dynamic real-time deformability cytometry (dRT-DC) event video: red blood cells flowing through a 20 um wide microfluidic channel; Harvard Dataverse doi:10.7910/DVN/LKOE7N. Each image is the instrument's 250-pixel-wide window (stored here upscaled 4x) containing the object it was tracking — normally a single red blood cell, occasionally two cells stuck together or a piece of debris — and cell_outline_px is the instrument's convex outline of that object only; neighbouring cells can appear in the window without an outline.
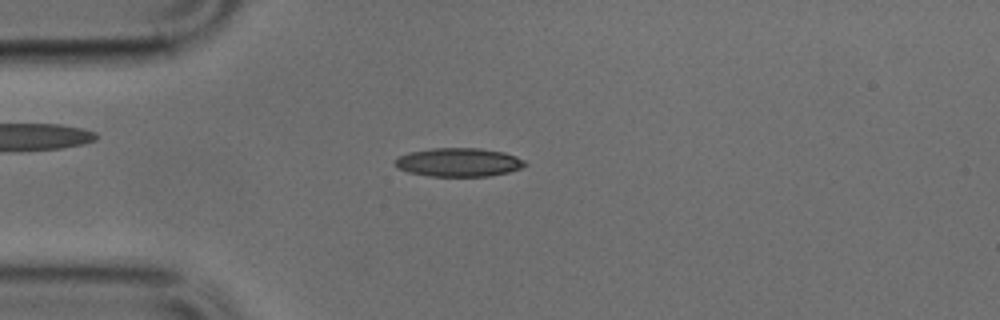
{"species": "common noctule bat (a hibernating species)", "species_latin": "Nyctalus noctula", "temperature_condition": "cold", "stored_images_in_passage": 49, "camera_frame_rate_fps": 3000, "um_per_image_px": 0.085, "animal": {"sex": "male", "body_mass_g": 17.9, "forearm_length_mm": 54.2}, "frame": {"image": 1, "passage_image": 12, "time_ms": 3.667, "image_size_px": [1000, 320], "cell_outline_px": [[528, 164], [520, 168], [508, 172], [488, 176], [428, 176], [408, 172], [396, 168], [392, 160], [408, 152], [432, 148], [480, 148], [504, 152], [516, 156], [524, 160]], "centroid_in_image_um": [38.95, 13.79], "position_along_channel_um": 46.1, "area_um2": 21.85}}
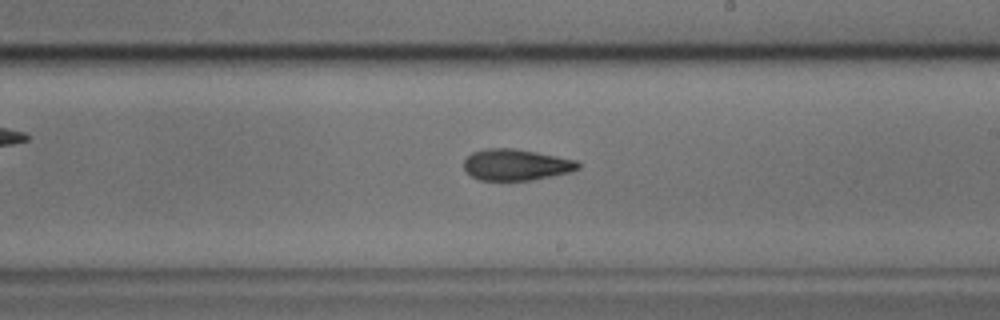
{"frame": {"image": 2, "passage_image": 28, "time_ms": 9.0, "image_size_px": [1000, 320], "cell_outline_px": [[580, 168], [572, 172], [532, 180], [480, 180], [472, 176], [464, 168], [464, 160], [472, 152], [484, 148], [512, 148], [536, 152], [576, 160], [580, 164]], "centroid_in_image_um": [43.88, 14.0], "position_along_channel_um": 245.1, "area_um2": 20.81}}
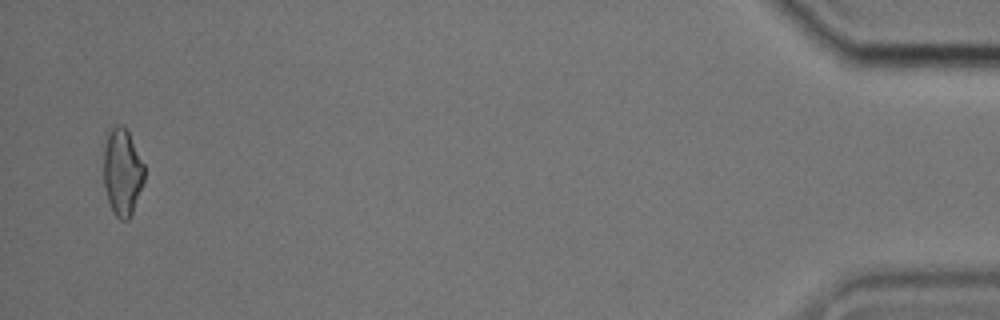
{"frame": {"image": 3, "passage_image": 48, "time_ms": 15.667, "image_size_px": [1000, 320], "cell_outline_px": [[144, 180], [132, 212], [128, 220], [120, 220], [116, 216], [108, 200], [104, 184], [104, 132], [116, 124], [124, 128], [128, 132], [144, 164]], "centroid_in_image_um": [10.37, 14.57], "position_along_channel_um": 424.8, "area_um2": 20.58}}